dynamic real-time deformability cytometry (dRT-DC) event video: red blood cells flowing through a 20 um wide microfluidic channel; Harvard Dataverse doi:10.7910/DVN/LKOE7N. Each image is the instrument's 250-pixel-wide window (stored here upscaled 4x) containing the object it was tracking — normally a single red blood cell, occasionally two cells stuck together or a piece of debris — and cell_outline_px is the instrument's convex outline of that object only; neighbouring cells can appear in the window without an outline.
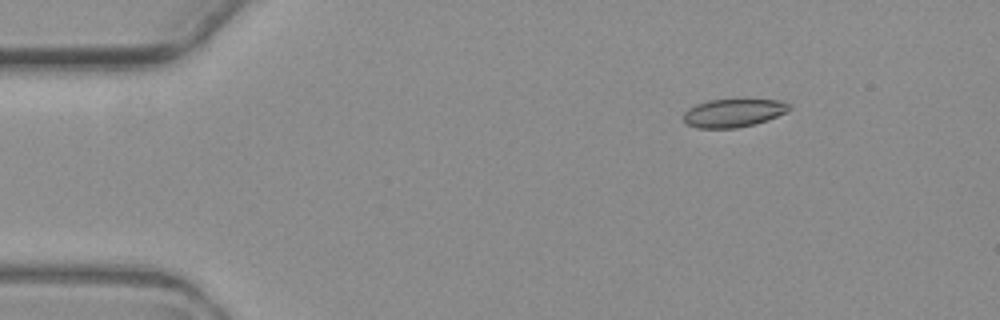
{"species": "common noctule bat (a hibernating species)", "species_latin": "Nyctalus noctula", "temperature_condition": "warm", "stored_images_in_passage": 5, "camera_frame_rate_fps": 3000, "um_per_image_px": 0.085, "animal": {"sex": "female", "body_mass_g": 19.3, "forearm_length_mm": 54.1}, "frame": {"image": 1, "passage_image": 2, "time_ms": 1.0, "image_size_px": [1000, 320], "cell_outline_px": [[792, 108], [788, 112], [768, 120], [756, 124], [736, 128], [696, 128], [688, 124], [684, 120], [684, 112], [688, 108], [696, 104], [708, 100], [780, 100], [792, 104]], "centroid_in_image_um": [62.39, 9.6], "position_along_channel_um": 22.6, "area_um2": 17.51}}
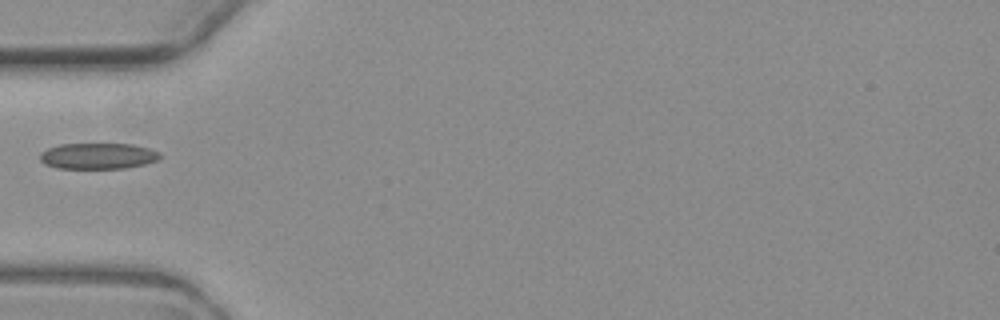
{"frame": {"image": 2, "passage_image": 5, "time_ms": 4.667, "image_size_px": [1000, 320], "cell_outline_px": [[160, 156], [156, 160], [144, 164], [124, 168], [60, 168], [44, 164], [40, 160], [40, 152], [48, 148], [60, 144], [132, 144], [148, 148], [160, 152]], "centroid_in_image_um": [8.3, 13.25], "position_along_channel_um": 76.7, "area_um2": 18.03}}